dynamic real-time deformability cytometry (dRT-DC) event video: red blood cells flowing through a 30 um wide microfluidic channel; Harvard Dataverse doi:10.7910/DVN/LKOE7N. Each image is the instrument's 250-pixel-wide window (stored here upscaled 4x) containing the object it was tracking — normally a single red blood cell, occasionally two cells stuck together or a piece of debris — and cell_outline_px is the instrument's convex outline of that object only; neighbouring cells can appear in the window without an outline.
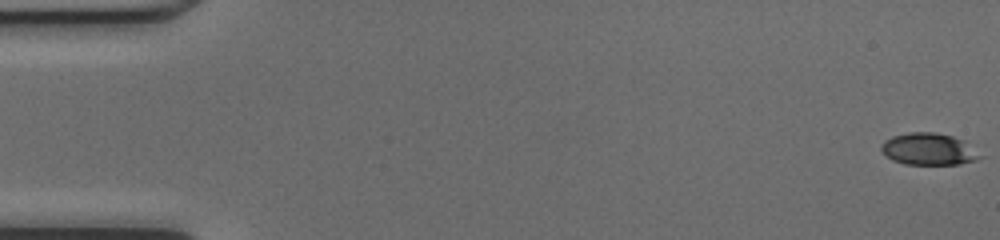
{"species": "common noctule bat (a hibernating species)", "species_latin": "Nyctalus noctula", "temperature_condition": "cold", "stored_images_in_passage": 47, "camera_frame_rate_fps": 3000, "um_per_image_px": 0.085, "animal": {"sex": "female", "body_mass_g": 17.0, "forearm_length_mm": 48.0}, "frame": {"image": 1, "passage_image": 1, "time_ms": 0.0, "image_size_px": [1000, 240], "cell_outline_px": [[984, 156], [976, 160], [960, 164], [904, 164], [892, 160], [880, 148], [880, 144], [884, 140], [892, 136], [908, 132], [936, 132], [952, 136], [964, 140]], "centroid_in_image_um": [78.95, 12.67], "position_along_channel_um": 6.1, "area_um2": 18.5}}
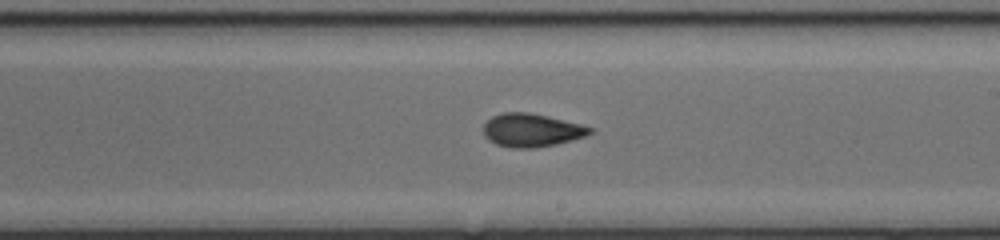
{"frame": {"image": 2, "passage_image": 29, "time_ms": 9.333, "image_size_px": [1000, 240], "cell_outline_px": [[592, 132], [584, 136], [572, 140], [556, 144], [536, 148], [512, 148], [496, 144], [488, 140], [484, 136], [484, 124], [492, 116], [504, 112], [528, 112], [580, 124], [592, 128]], "centroid_in_image_um": [45.14, 11.08], "position_along_channel_um": 243.9, "area_um2": 20.46}}
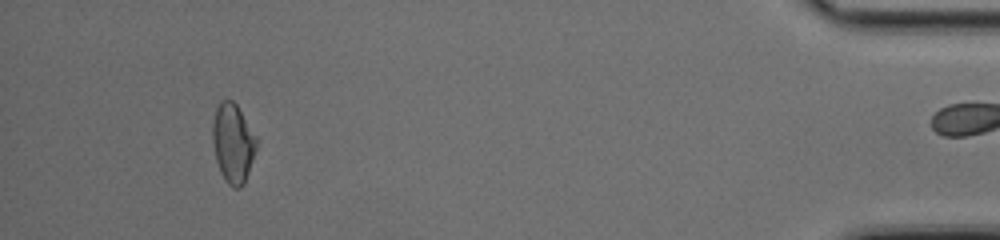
{"frame": {"image": 3, "passage_image": 46, "time_ms": 15.0, "image_size_px": [1000, 240], "cell_outline_px": [[256, 148], [244, 184], [240, 188], [232, 188], [224, 180], [220, 172], [216, 160], [212, 140], [212, 124], [216, 108], [220, 100], [232, 100], [236, 104], [256, 136]], "centroid_in_image_um": [19.78, 12.17], "position_along_channel_um": 415.4, "area_um2": 20.17}}